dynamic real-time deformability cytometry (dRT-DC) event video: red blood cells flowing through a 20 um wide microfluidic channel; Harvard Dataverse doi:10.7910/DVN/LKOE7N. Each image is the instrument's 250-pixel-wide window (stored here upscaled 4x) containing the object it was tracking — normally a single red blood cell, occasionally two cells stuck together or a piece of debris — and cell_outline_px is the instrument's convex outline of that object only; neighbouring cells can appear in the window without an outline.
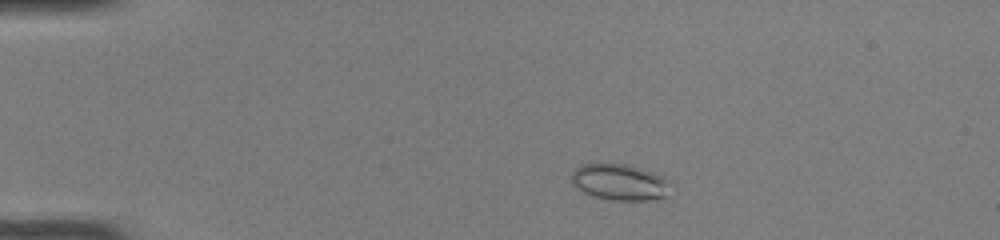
{"species": "common noctule bat (a hibernating species)", "species_latin": "Nyctalus noctula", "temperature_condition": "room temperature", "stored_images_in_passage": 25, "camera_frame_rate_fps": 3000, "um_per_image_px": 0.085, "animal": {"sex": "female", "body_mass_g": 22.0, "forearm_length_mm": 56.7}, "frame": {"image": 1, "passage_image": 4, "time_ms": 1.0, "image_size_px": [1000, 240], "cell_outline_px": [[668, 196], [648, 200], [612, 200], [592, 196], [584, 192], [572, 184], [572, 172], [580, 164], [628, 164], [664, 176], [668, 180]], "centroid_in_image_um": [52.67, 15.48], "position_along_channel_um": 32.3, "area_um2": 20.81}}
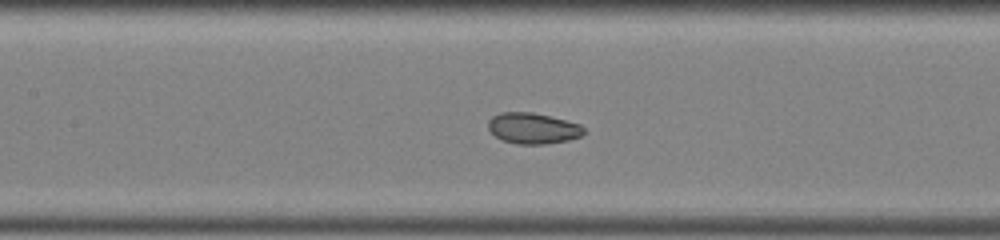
{"frame": {"image": 2, "passage_image": 18, "time_ms": 5.667, "image_size_px": [1000, 240], "cell_outline_px": [[584, 132], [580, 136], [568, 140], [544, 144], [516, 144], [504, 140], [496, 136], [488, 128], [488, 120], [492, 116], [500, 112], [532, 112], [580, 124], [584, 128]], "centroid_in_image_um": [45.27, 10.9], "position_along_channel_um": 162.1, "area_um2": 17.05}}
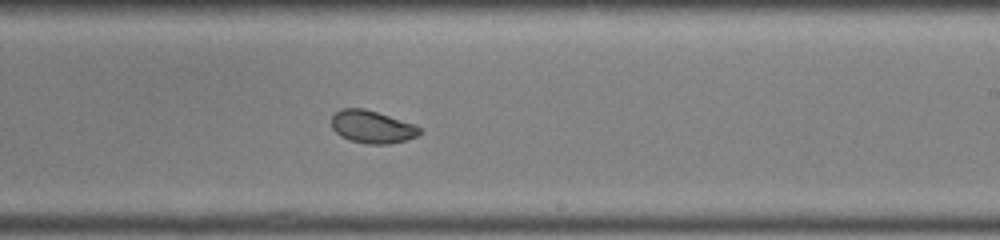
{"frame": {"image": 3, "passage_image": 25, "time_ms": 8.0, "image_size_px": [1000, 240], "cell_outline_px": [[424, 132], [416, 136], [404, 140], [388, 144], [368, 144], [348, 140], [340, 136], [332, 128], [332, 116], [340, 108], [364, 108], [416, 124]], "centroid_in_image_um": [31.63, 10.78], "position_along_channel_um": 257.4, "area_um2": 16.88}}